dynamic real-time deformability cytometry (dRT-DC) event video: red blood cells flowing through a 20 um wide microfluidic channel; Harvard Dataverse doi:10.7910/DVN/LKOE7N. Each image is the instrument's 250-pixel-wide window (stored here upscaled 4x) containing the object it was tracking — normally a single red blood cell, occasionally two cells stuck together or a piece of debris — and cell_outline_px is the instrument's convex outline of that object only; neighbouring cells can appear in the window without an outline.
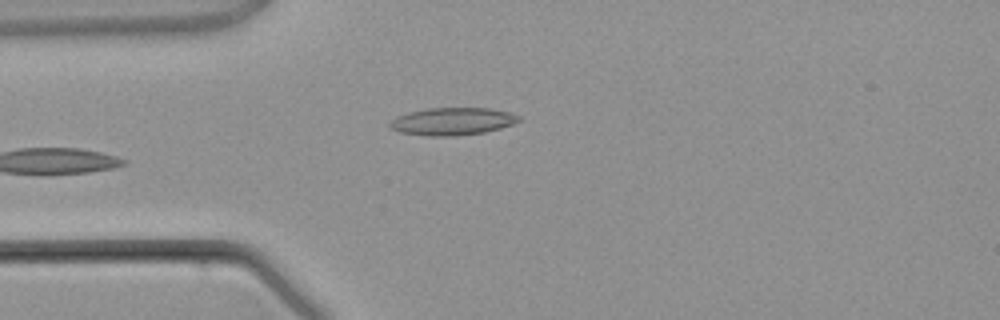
{"species": "common noctule bat (a hibernating species)", "species_latin": "Nyctalus noctula", "temperature_condition": "warm", "stored_images_in_passage": 4, "camera_frame_rate_fps": 3000, "um_per_image_px": 0.085, "animal": {"sex": "male", "body_mass_g": 21.5, "forearm_length_mm": 52.0}, "frame": {"image": 1, "passage_image": 4, "time_ms": 3.667, "image_size_px": [1000, 320], "cell_outline_px": [[520, 120], [512, 124], [500, 128], [484, 132], [456, 136], [428, 136], [400, 132], [392, 128], [388, 124], [396, 116], [408, 112], [428, 108], [488, 108], [508, 112], [520, 116]], "centroid_in_image_um": [38.44, 10.31], "position_along_channel_um": 46.6, "area_um2": 20.58}}